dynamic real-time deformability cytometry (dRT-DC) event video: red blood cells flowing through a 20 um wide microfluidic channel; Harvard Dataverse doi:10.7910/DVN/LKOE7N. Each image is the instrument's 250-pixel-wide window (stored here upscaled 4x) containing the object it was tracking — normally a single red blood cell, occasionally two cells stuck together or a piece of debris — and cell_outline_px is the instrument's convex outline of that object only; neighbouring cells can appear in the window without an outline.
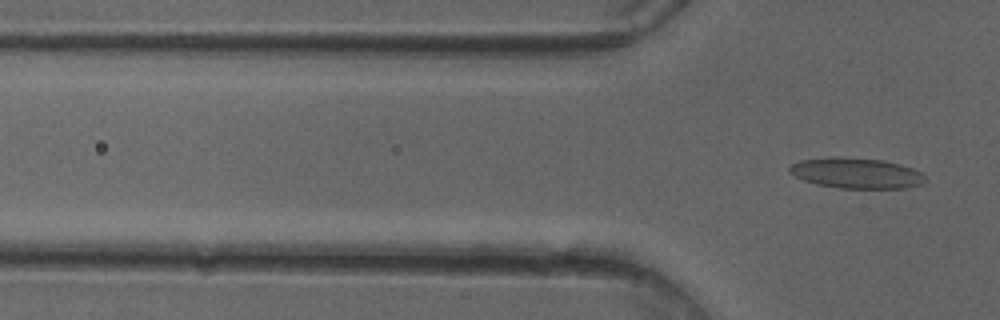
{"species": "common noctule bat (a hibernating species)", "species_latin": "Nyctalus noctula", "temperature_condition": "cold", "stored_images_in_passage": 15, "camera_frame_rate_fps": 3000, "um_per_image_px": 0.085, "animal": {"sex": "female"}, "frame": {"image": 1, "passage_image": 15, "time_ms": 4.667, "image_size_px": [1000, 320], "cell_outline_px": [[924, 180], [920, 184], [904, 188], [836, 188], [816, 184], [804, 180], [788, 172], [788, 168], [792, 164], [800, 160], [828, 156], [836, 156], [884, 160], [900, 164], [924, 172]], "centroid_in_image_um": [72.76, 14.7], "position_along_channel_um": 53.0, "area_um2": 24.33}}